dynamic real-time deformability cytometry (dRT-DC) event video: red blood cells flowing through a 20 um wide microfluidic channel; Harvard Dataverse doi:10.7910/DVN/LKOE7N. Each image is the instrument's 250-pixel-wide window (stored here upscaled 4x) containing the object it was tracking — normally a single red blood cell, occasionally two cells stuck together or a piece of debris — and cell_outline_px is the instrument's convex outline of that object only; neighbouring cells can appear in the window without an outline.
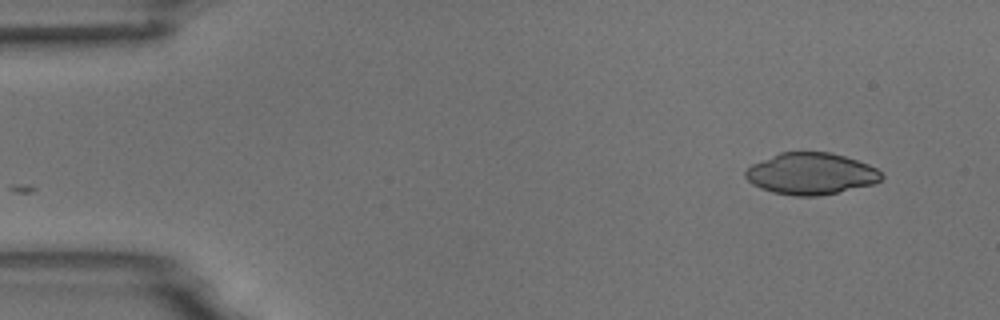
{"species": "common noctule bat (a hibernating species)", "species_latin": "Nyctalus noctula", "temperature_condition": "room temperature", "stored_images_in_passage": 47, "camera_frame_rate_fps": 3000, "um_per_image_px": 0.085, "animal": {"sex": "male", "body_mass_g": 18.8}, "frame": {"image": 1, "passage_image": 1, "time_ms": 0.0, "image_size_px": [1000, 320], "cell_outline_px": [[884, 176], [880, 180], [872, 184], [820, 196], [796, 196], [772, 192], [760, 188], [752, 184], [744, 176], [744, 172], [752, 164], [780, 152], [828, 152], [844, 156], [868, 164], [876, 168]], "centroid_in_image_um": [68.9, 14.77], "position_along_channel_um": 16.1, "area_um2": 32.83}}